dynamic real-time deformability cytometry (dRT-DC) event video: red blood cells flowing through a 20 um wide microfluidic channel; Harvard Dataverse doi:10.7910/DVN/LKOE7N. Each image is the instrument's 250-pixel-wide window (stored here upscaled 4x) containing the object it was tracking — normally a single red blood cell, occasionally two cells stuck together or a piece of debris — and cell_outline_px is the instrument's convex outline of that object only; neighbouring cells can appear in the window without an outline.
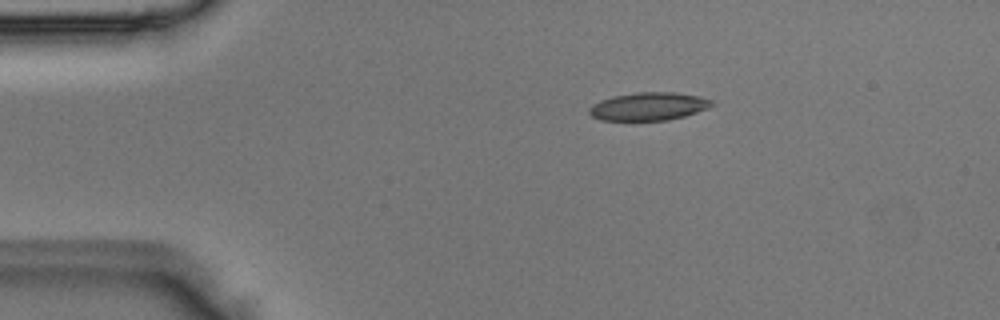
{"species": "Egyptian fruit bat (a non-hibernating species)", "species_latin": "Rousettus aegyptiacus", "temperature_condition": "room temperature", "stored_images_in_passage": 5, "camera_frame_rate_fps": 3000, "um_per_image_px": 0.085, "animal": {"sex": "male"}, "frame": {"image": 1, "passage_image": 2, "time_ms": 0.333, "image_size_px": [1000, 320], "cell_outline_px": [[716, 104], [708, 108], [684, 116], [668, 120], [600, 120], [592, 116], [588, 112], [588, 108], [592, 104], [600, 100], [612, 96], [636, 92], [676, 92], [700, 96], [712, 100]], "centroid_in_image_um": [55.13, 9.03], "position_along_channel_um": 29.9, "area_um2": 20.17}}
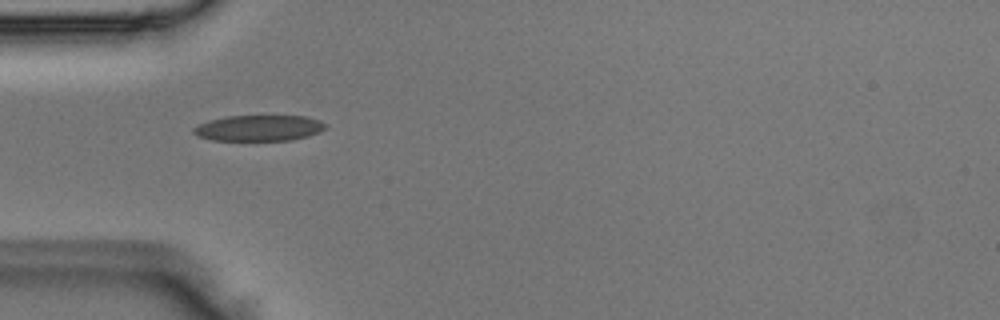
{"frame": {"image": 2, "passage_image": 4, "time_ms": 1.0, "image_size_px": [1000, 320], "cell_outline_px": [[328, 128], [320, 132], [308, 136], [288, 140], [212, 140], [196, 136], [192, 132], [192, 128], [196, 124], [208, 120], [228, 116], [304, 116], [320, 120], [328, 124]], "centroid_in_image_um": [22.0, 10.88], "position_along_channel_um": 63.0, "area_um2": 20.11}}
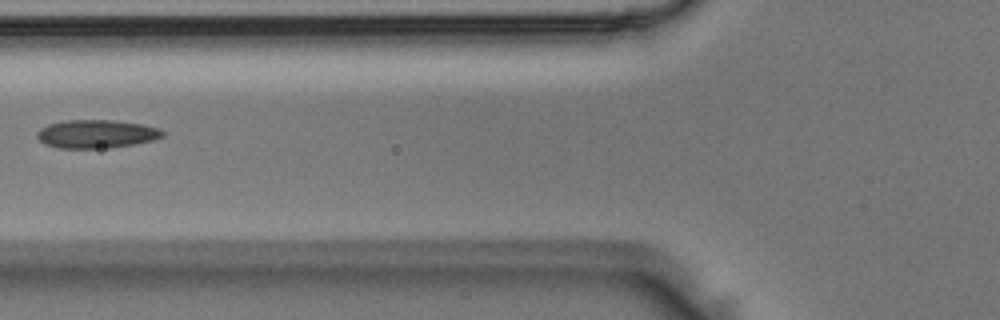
{"frame": {"image": 3, "passage_image": 5, "time_ms": 1.333, "image_size_px": [1000, 320], "cell_outline_px": [[164, 136], [152, 140], [132, 144], [108, 148], [60, 148], [44, 144], [36, 136], [36, 132], [40, 128], [48, 124], [68, 120], [112, 120], [144, 124], [160, 128], [164, 132]], "centroid_in_image_um": [8.19, 11.38], "position_along_channel_um": 117.6, "area_um2": 20.75}}